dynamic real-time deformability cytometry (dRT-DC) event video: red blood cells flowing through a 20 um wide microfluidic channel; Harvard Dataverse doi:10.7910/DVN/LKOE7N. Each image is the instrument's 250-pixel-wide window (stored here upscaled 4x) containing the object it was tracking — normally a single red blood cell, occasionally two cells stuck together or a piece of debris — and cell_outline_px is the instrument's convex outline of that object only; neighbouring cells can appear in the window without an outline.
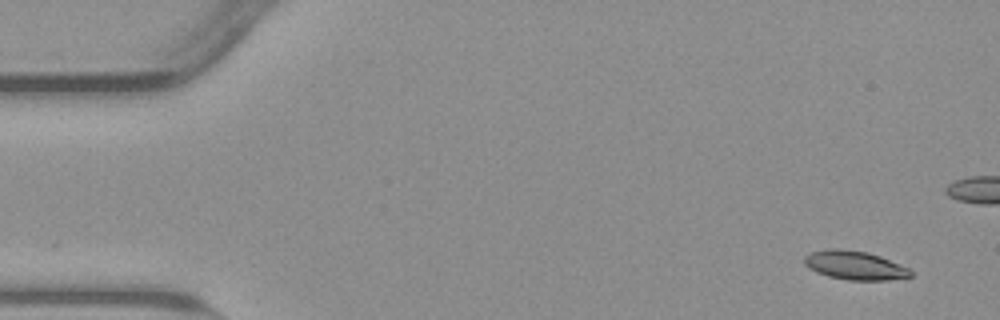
{"species": "common noctule bat (a hibernating species)", "species_latin": "Nyctalus noctula", "temperature_condition": "warm", "stored_images_in_passage": 53, "camera_frame_rate_fps": 3000, "um_per_image_px": 0.085, "animal": {"sex": "male", "body_mass_g": 23.1, "forearm_length_mm": 52.7}, "frame": {"image": 1, "passage_image": 1, "time_ms": 0.0, "image_size_px": [1000, 320], "cell_outline_px": [[912, 276], [888, 280], [848, 280], [828, 276], [816, 272], [808, 268], [804, 264], [804, 256], [812, 252], [828, 248], [836, 248], [868, 252], [880, 256], [908, 268], [912, 272]], "centroid_in_image_um": [72.62, 22.55], "position_along_channel_um": 12.4, "area_um2": 17.8}}
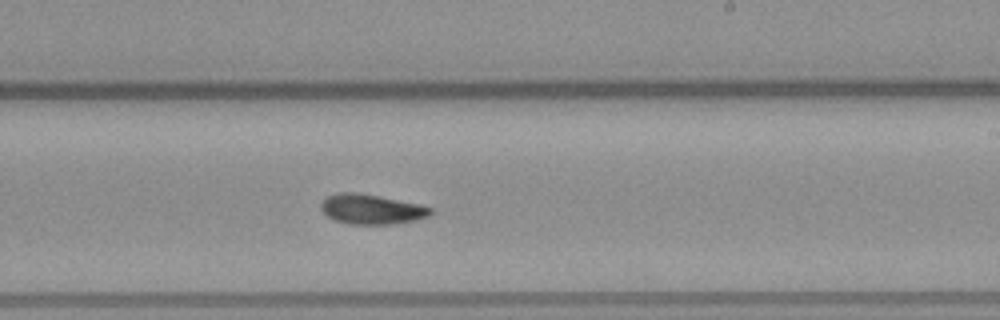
{"frame": {"image": 2, "passage_image": 30, "time_ms": 9.667, "image_size_px": [1000, 320], "cell_outline_px": [[432, 212], [428, 216], [416, 220], [392, 224], [348, 224], [332, 220], [320, 208], [320, 204], [328, 196], [336, 192], [352, 192], [376, 196], [420, 204], [432, 208]], "centroid_in_image_um": [31.55, 17.79], "position_along_channel_um": 257.5, "area_um2": 18.96}}
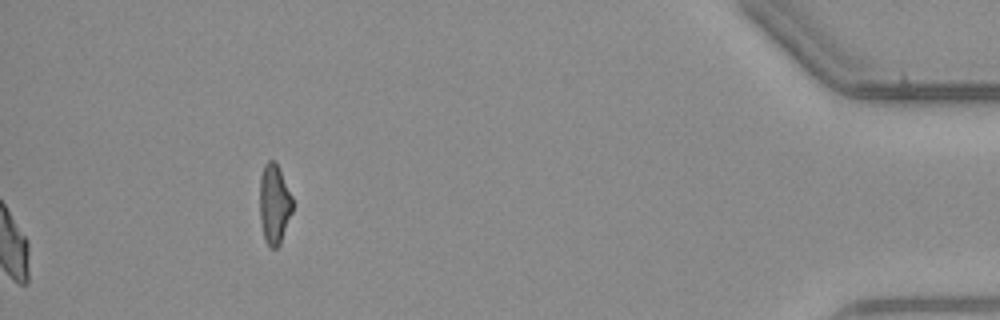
{"frame": {"image": 3, "passage_image": 53, "time_ms": 17.333, "image_size_px": [1000, 320], "cell_outline_px": [[292, 212], [280, 244], [276, 248], [268, 248], [264, 240], [260, 220], [260, 176], [264, 164], [268, 160], [276, 160], [292, 196]], "centroid_in_image_um": [23.3, 17.34], "position_along_channel_um": 411.9, "area_um2": 15.49}, "authors_computed_cell_mechanics": {"area_um2": 18.7272, "velocity_mm_per_s": 3.814, "shape_relaxation_time_tau1_ms": 4.7467, "shape_relaxation_time_tau2_ms": 4.5062, "deformation_change_tau1": 0.1591, "deformation_change_tau2": 0.1116}}